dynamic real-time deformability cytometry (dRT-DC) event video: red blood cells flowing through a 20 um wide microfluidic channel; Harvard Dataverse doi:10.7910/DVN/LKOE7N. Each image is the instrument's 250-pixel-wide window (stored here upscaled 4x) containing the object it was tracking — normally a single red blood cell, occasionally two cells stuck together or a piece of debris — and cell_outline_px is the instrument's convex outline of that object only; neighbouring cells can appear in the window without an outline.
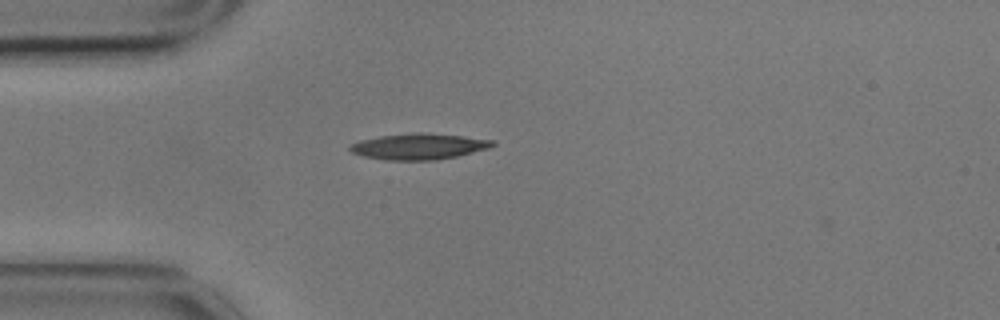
{"species": "common noctule bat (a hibernating species)", "species_latin": "Nyctalus noctula", "temperature_condition": "cold", "stored_images_in_passage": 3, "camera_frame_rate_fps": 3000, "um_per_image_px": 0.085, "animal": {"sex": "male", "body_mass_g": 17.9}, "frame": {"image": 1, "passage_image": 1, "time_ms": 0.0, "image_size_px": [1000, 320], "cell_outline_px": [[496, 144], [488, 148], [456, 156], [436, 160], [384, 160], [364, 156], [352, 152], [348, 148], [352, 144], [360, 140], [380, 136], [416, 132], [420, 132], [460, 136], [496, 140]], "centroid_in_image_um": [35.6, 12.45], "position_along_channel_um": 49.4, "area_um2": 21.39}}